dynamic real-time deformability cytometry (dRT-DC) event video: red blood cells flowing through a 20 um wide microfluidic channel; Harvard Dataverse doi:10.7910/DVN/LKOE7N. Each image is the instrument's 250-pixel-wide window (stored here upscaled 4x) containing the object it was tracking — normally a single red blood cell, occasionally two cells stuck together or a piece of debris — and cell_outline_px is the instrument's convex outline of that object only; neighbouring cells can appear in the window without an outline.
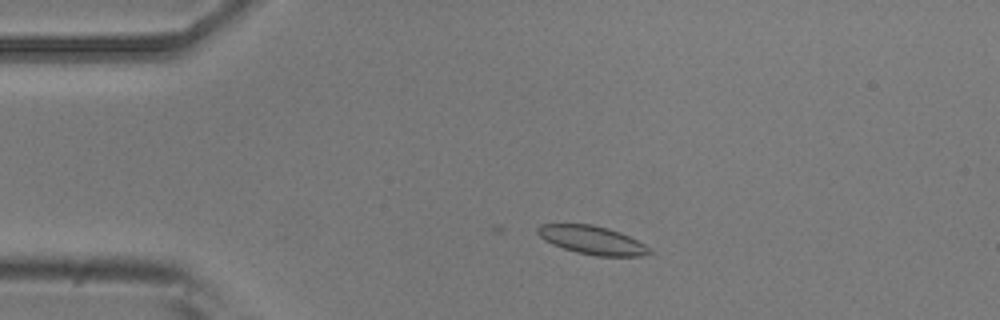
{"species": "common noctule bat (a hibernating species)", "species_latin": "Nyctalus noctula", "temperature_condition": "room temperature", "stored_images_in_passage": 4, "camera_frame_rate_fps": 3000, "um_per_image_px": 0.085, "animal": {"sex": "male", "body_mass_g": 20.5, "forearm_length_mm": 52.5}, "frame": {"image": 1, "passage_image": 3, "time_ms": 2.0, "image_size_px": [1000, 320], "cell_outline_px": [[656, 252], [640, 256], [596, 256], [576, 252], [552, 244], [544, 240], [536, 232], [536, 228], [540, 224], [592, 224], [608, 228], [620, 232], [652, 248]], "centroid_in_image_um": [50.35, 20.41], "position_along_channel_um": 34.6, "area_um2": 18.61}}